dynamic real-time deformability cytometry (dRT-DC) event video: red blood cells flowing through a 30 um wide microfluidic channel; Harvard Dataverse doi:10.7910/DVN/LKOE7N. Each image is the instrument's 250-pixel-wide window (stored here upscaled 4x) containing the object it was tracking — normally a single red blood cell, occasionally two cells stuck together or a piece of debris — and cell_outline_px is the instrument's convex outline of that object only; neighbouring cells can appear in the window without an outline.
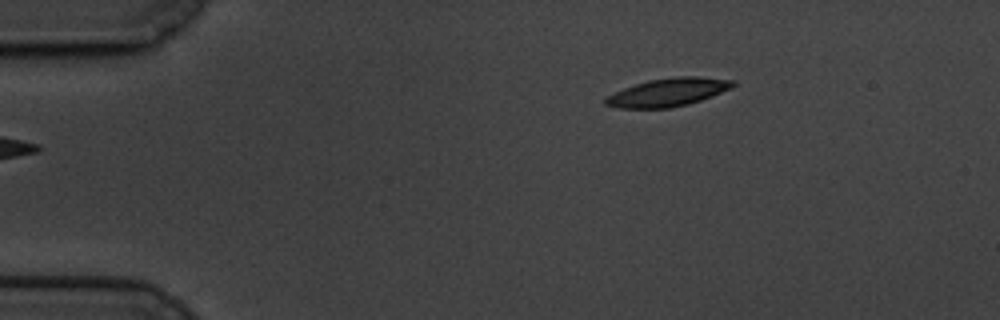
{"species": "common noctule bat (a hibernating species)", "species_latin": "Nyctalus noctula", "temperature_condition": "cold", "stored_images_in_passage": 51, "camera_frame_rate_fps": 3000, "um_per_image_px": 0.085, "animal": {"sex": "male", "body_mass_g": 19.5, "forearm_length_mm": 54.6}, "frame": {"image": 1, "passage_image": 1, "time_ms": 0.0, "image_size_px": [1000, 320], "cell_outline_px": [[736, 84], [732, 88], [712, 96], [688, 104], [668, 108], [620, 108], [604, 104], [604, 100], [608, 96], [624, 88], [648, 80], [676, 76], [696, 76], [736, 80]], "centroid_in_image_um": [56.83, 7.83], "position_along_channel_um": 28.2, "area_um2": 20.81}}
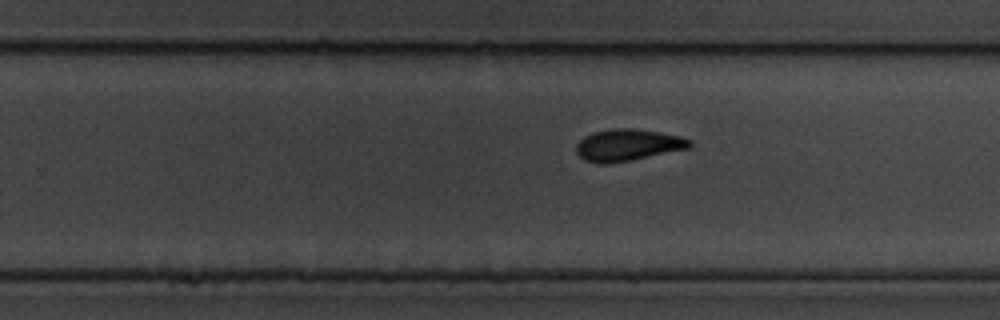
{"frame": {"image": 2, "passage_image": 29, "time_ms": 9.333, "image_size_px": [1000, 320], "cell_outline_px": [[692, 144], [688, 148], [632, 160], [608, 164], [596, 164], [584, 160], [576, 152], [576, 144], [584, 136], [592, 132], [612, 128], [632, 128], [660, 132], [680, 136], [692, 140]], "centroid_in_image_um": [53.33, 12.33], "position_along_channel_um": 276.5, "area_um2": 21.15}}
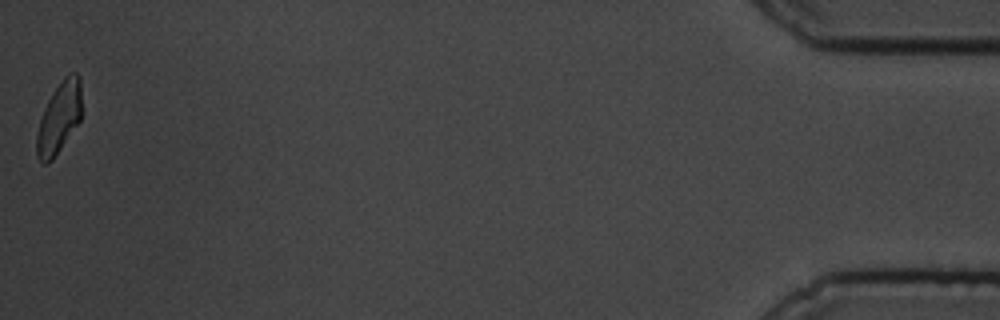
{"frame": {"image": 3, "passage_image": 51, "time_ms": 16.667, "image_size_px": [1000, 320], "cell_outline_px": [[84, 112], [80, 120], [52, 160], [48, 164], [40, 164], [36, 156], [36, 136], [40, 120], [44, 108], [52, 92], [64, 76], [68, 72], [76, 72], [80, 76]], "centroid_in_image_um": [5.06, 9.97], "position_along_channel_um": 430.1, "area_um2": 19.25}, "authors_computed_cell_mechanics": {"area_um2": 20.7502, "velocity_mm_per_s": 3.3347, "shape_relaxation_time_tau1_ms": 3.5936, "shape_relaxation_time_tau2_ms": 4.1376, "deformation_change_tau1": 0.1506, "deformation_change_tau2": 0.0937}}